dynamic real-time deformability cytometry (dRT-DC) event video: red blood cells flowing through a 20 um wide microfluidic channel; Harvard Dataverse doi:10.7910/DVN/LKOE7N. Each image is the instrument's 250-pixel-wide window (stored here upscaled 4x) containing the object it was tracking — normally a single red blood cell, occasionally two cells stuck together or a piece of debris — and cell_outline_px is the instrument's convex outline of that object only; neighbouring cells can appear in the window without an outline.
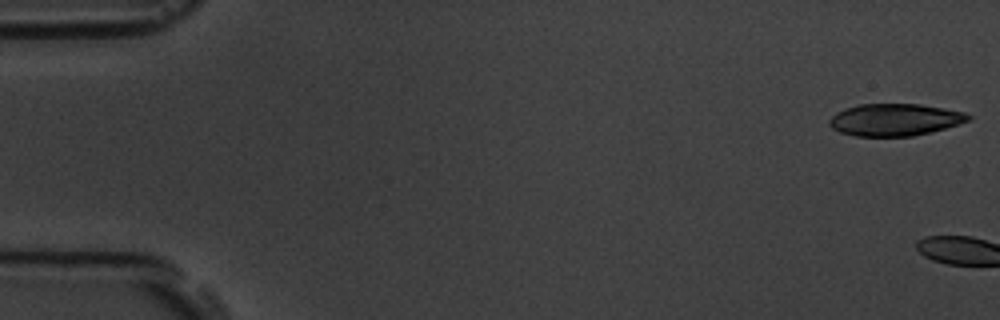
{"species": "common noctule bat (a hibernating species)", "species_latin": "Nyctalus noctula", "temperature_condition": "room temperature", "stored_images_in_passage": 2, "camera_frame_rate_fps": 3000, "um_per_image_px": 0.085, "animal": {"sex": "male", "body_mass_g": 19.5, "forearm_length_mm": 54.6}, "frame": {"image": 1, "passage_image": 1, "time_ms": 0.0, "image_size_px": [1000, 320], "cell_outline_px": [[972, 116], [968, 120], [944, 128], [912, 136], [856, 136], [840, 132], [832, 128], [828, 124], [828, 120], [836, 112], [844, 108], [860, 104], [920, 104], [964, 112]], "centroid_in_image_um": [75.99, 10.17], "position_along_channel_um": 9.0, "area_um2": 25.78}}